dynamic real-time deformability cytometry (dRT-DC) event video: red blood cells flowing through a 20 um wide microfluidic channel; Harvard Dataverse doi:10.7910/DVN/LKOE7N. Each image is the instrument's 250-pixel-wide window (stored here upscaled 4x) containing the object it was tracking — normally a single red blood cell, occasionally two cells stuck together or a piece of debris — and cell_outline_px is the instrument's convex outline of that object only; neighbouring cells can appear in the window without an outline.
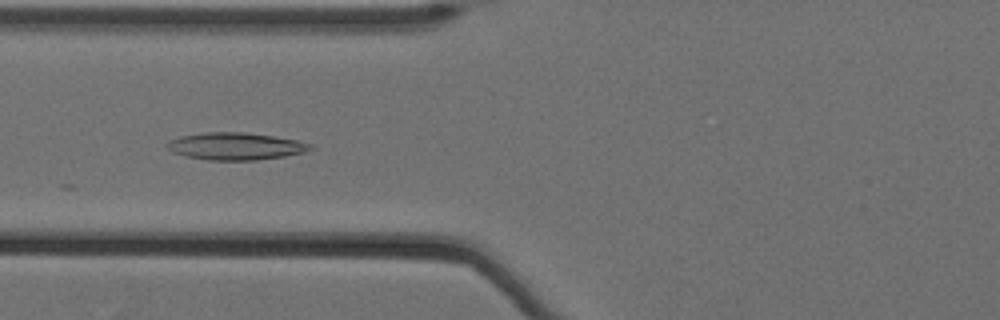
{"species": "Egyptian fruit bat (a non-hibernating species)", "species_latin": "Rousettus aegyptiacus", "temperature_condition": "cold", "stored_images_in_passage": 45, "camera_frame_rate_fps": 3000, "um_per_image_px": 0.085, "animal": {"sex": "female"}, "frame": {"image": 1, "passage_image": 16, "time_ms": 5.0, "image_size_px": [1000, 320], "cell_outline_px": [[316, 148], [304, 152], [284, 156], [256, 160], [208, 160], [184, 156], [172, 152], [164, 144], [168, 140], [180, 136], [204, 132], [244, 132], [272, 136], [296, 140], [312, 144]], "centroid_in_image_um": [19.99, 12.43], "position_along_channel_um": 105.8, "area_um2": 22.89}}
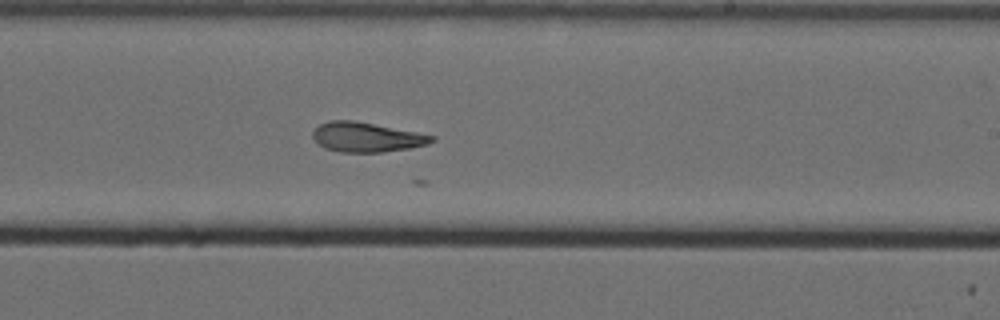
{"frame": {"image": 2, "passage_image": 29, "time_ms": 9.333, "image_size_px": [1000, 320], "cell_outline_px": [[436, 140], [428, 144], [408, 148], [384, 152], [340, 152], [324, 148], [316, 144], [312, 136], [312, 132], [320, 124], [332, 120], [352, 120], [416, 132], [436, 136]], "centroid_in_image_um": [31.13, 11.67], "position_along_channel_um": 257.9, "area_um2": 20.52}}
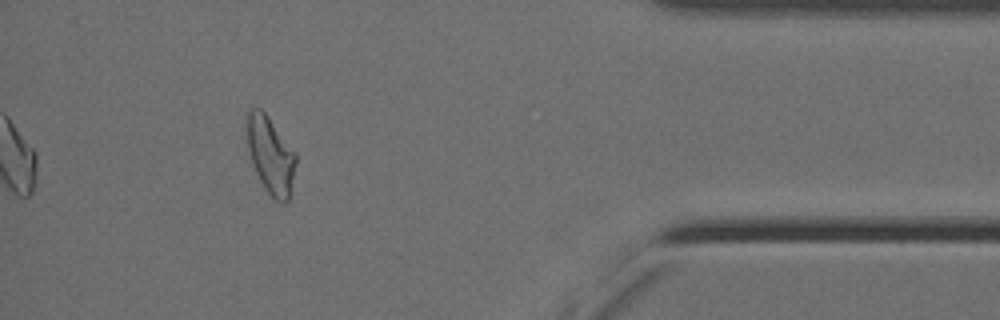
{"frame": {"image": 3, "passage_image": 45, "time_ms": 14.667, "image_size_px": [1000, 320], "cell_outline_px": [[296, 160], [292, 196], [284, 204], [280, 204], [264, 188], [252, 164], [248, 148], [244, 128], [248, 112], [252, 108], [260, 108], [264, 112], [296, 152]], "centroid_in_image_um": [23.0, 13.21], "position_along_channel_um": 412.2, "area_um2": 22.43}}